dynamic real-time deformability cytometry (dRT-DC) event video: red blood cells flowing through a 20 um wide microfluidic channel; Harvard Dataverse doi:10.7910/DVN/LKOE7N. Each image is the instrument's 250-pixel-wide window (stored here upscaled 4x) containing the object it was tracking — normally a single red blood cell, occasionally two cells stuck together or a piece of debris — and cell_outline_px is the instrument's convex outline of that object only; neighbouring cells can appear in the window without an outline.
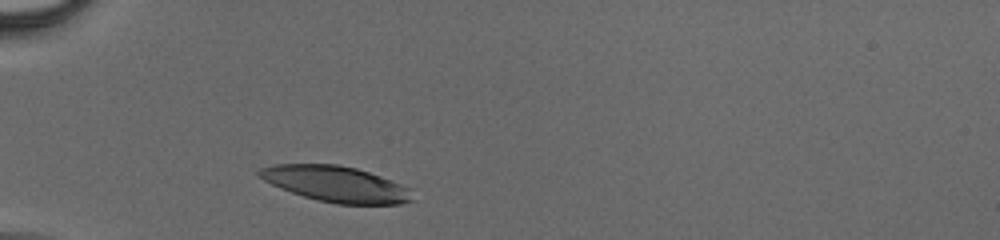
{"species": "human", "species_latin": "Homo sapiens", "temperature_condition": "cold", "stored_images_in_passage": 30, "camera_frame_rate_fps": 3000, "um_per_image_px": 0.085, "donor": {"sex": "male"}, "frame": {"image": 1, "passage_image": 1, "time_ms": 0.0, "image_size_px": [1000, 240], "cell_outline_px": [[416, 200], [400, 204], [336, 204], [316, 200], [280, 188], [256, 176], [256, 172], [260, 168], [276, 164], [336, 164], [356, 168], [380, 176], [400, 184], [408, 188]], "centroid_in_image_um": [28.54, 15.64], "position_along_channel_um": 56.5, "area_um2": 31.91}}
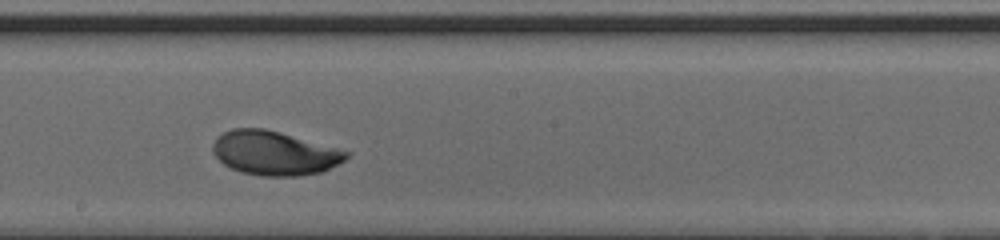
{"frame": {"image": 2, "passage_image": 16, "time_ms": 5.0, "image_size_px": [1000, 240], "cell_outline_px": [[352, 152], [344, 160], [324, 172], [296, 176], [264, 176], [240, 172], [224, 164], [212, 152], [212, 144], [216, 136], [232, 128], [264, 128], [280, 132]], "centroid_in_image_um": [23.32, 13.01], "position_along_channel_um": 224.9, "area_um2": 34.39}}
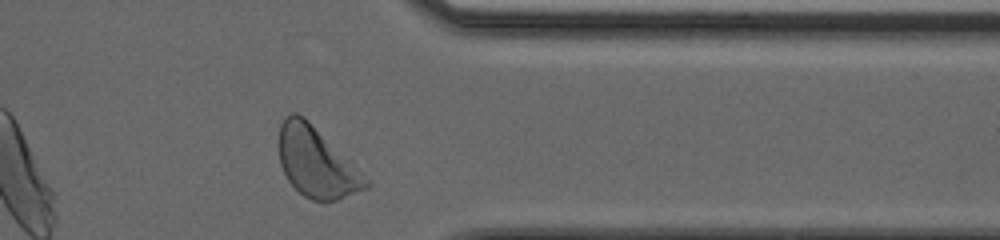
{"frame": {"image": 3, "passage_image": 29, "time_ms": 9.333, "image_size_px": [1000, 240], "cell_outline_px": [[372, 184], [368, 188], [336, 200], [324, 204], [312, 200], [304, 196], [288, 180], [280, 164], [276, 144], [280, 124], [284, 116], [292, 112], [296, 112], [304, 116]], "centroid_in_image_um": [26.82, 13.8], "position_along_channel_um": 384.6, "area_um2": 35.37}}